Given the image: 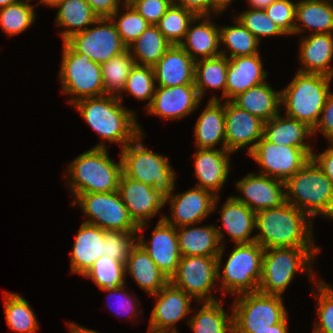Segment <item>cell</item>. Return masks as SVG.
Segmentation results:
<instances>
[{"mask_svg":"<svg viewBox=\"0 0 333 333\" xmlns=\"http://www.w3.org/2000/svg\"><path fill=\"white\" fill-rule=\"evenodd\" d=\"M4 314L9 329L17 333H36L39 322L29 302L15 292L4 294Z\"/></svg>","mask_w":333,"mask_h":333,"instance_id":"40","label":"cell"},{"mask_svg":"<svg viewBox=\"0 0 333 333\" xmlns=\"http://www.w3.org/2000/svg\"><path fill=\"white\" fill-rule=\"evenodd\" d=\"M307 29L312 31L311 34L333 33L332 0L297 1L294 36L297 34L300 35V33L307 31Z\"/></svg>","mask_w":333,"mask_h":333,"instance_id":"32","label":"cell"},{"mask_svg":"<svg viewBox=\"0 0 333 333\" xmlns=\"http://www.w3.org/2000/svg\"><path fill=\"white\" fill-rule=\"evenodd\" d=\"M56 7L58 11L55 22L64 29L60 32L63 42L73 34L84 31L98 19L86 0H65Z\"/></svg>","mask_w":333,"mask_h":333,"instance_id":"35","label":"cell"},{"mask_svg":"<svg viewBox=\"0 0 333 333\" xmlns=\"http://www.w3.org/2000/svg\"><path fill=\"white\" fill-rule=\"evenodd\" d=\"M125 288H126V286L123 285V286H120L117 288H106V289H102V290L104 292H108L110 295L115 296L116 300L118 299L117 301L115 300L116 302L113 300L115 302L114 305L116 304L115 306L108 303L109 304L108 309L113 310L114 312L116 311L117 315L120 313L125 314V312H126L127 314L132 316L135 320L138 317V315H140L142 313L141 309H139L140 311L139 310L137 311L136 305H137V307H139L141 304L140 303L134 304L135 299L132 298V295H130L126 292ZM116 306H118V308ZM114 307H116L117 309L114 310L115 309Z\"/></svg>","mask_w":333,"mask_h":333,"instance_id":"52","label":"cell"},{"mask_svg":"<svg viewBox=\"0 0 333 333\" xmlns=\"http://www.w3.org/2000/svg\"><path fill=\"white\" fill-rule=\"evenodd\" d=\"M143 237L144 235L138 236L137 243L145 249L158 268L170 280L176 273L181 259L177 228L166 223L161 216L154 227L151 241H146Z\"/></svg>","mask_w":333,"mask_h":333,"instance_id":"21","label":"cell"},{"mask_svg":"<svg viewBox=\"0 0 333 333\" xmlns=\"http://www.w3.org/2000/svg\"><path fill=\"white\" fill-rule=\"evenodd\" d=\"M316 293L311 290L316 302V314L319 317L315 322L312 333H333V287L323 280L317 279Z\"/></svg>","mask_w":333,"mask_h":333,"instance_id":"47","label":"cell"},{"mask_svg":"<svg viewBox=\"0 0 333 333\" xmlns=\"http://www.w3.org/2000/svg\"><path fill=\"white\" fill-rule=\"evenodd\" d=\"M228 58L219 55L195 61L194 83L201 99L208 89H221L225 101Z\"/></svg>","mask_w":333,"mask_h":333,"instance_id":"39","label":"cell"},{"mask_svg":"<svg viewBox=\"0 0 333 333\" xmlns=\"http://www.w3.org/2000/svg\"><path fill=\"white\" fill-rule=\"evenodd\" d=\"M138 231H105L104 230V252L103 255L109 256L120 262H126L132 248L137 244Z\"/></svg>","mask_w":333,"mask_h":333,"instance_id":"49","label":"cell"},{"mask_svg":"<svg viewBox=\"0 0 333 333\" xmlns=\"http://www.w3.org/2000/svg\"><path fill=\"white\" fill-rule=\"evenodd\" d=\"M171 47L156 25H149L128 47L137 65L153 67Z\"/></svg>","mask_w":333,"mask_h":333,"instance_id":"38","label":"cell"},{"mask_svg":"<svg viewBox=\"0 0 333 333\" xmlns=\"http://www.w3.org/2000/svg\"><path fill=\"white\" fill-rule=\"evenodd\" d=\"M235 184L243 195L233 197L254 212L276 208L286 202L285 183L279 179L249 172Z\"/></svg>","mask_w":333,"mask_h":333,"instance_id":"18","label":"cell"},{"mask_svg":"<svg viewBox=\"0 0 333 333\" xmlns=\"http://www.w3.org/2000/svg\"><path fill=\"white\" fill-rule=\"evenodd\" d=\"M332 77L323 74L297 72L281 91L284 115L306 123L312 129L319 121L321 111L331 93Z\"/></svg>","mask_w":333,"mask_h":333,"instance_id":"7","label":"cell"},{"mask_svg":"<svg viewBox=\"0 0 333 333\" xmlns=\"http://www.w3.org/2000/svg\"><path fill=\"white\" fill-rule=\"evenodd\" d=\"M236 18L261 42L263 37L285 35L264 9H246Z\"/></svg>","mask_w":333,"mask_h":333,"instance_id":"48","label":"cell"},{"mask_svg":"<svg viewBox=\"0 0 333 333\" xmlns=\"http://www.w3.org/2000/svg\"><path fill=\"white\" fill-rule=\"evenodd\" d=\"M254 333H289L288 315L280 323L272 325L268 329L254 330Z\"/></svg>","mask_w":333,"mask_h":333,"instance_id":"57","label":"cell"},{"mask_svg":"<svg viewBox=\"0 0 333 333\" xmlns=\"http://www.w3.org/2000/svg\"><path fill=\"white\" fill-rule=\"evenodd\" d=\"M321 251L320 247H282L264 250L262 274L258 291L282 296L296 272H303L311 282L314 270L311 264ZM306 272V273H305Z\"/></svg>","mask_w":333,"mask_h":333,"instance_id":"4","label":"cell"},{"mask_svg":"<svg viewBox=\"0 0 333 333\" xmlns=\"http://www.w3.org/2000/svg\"><path fill=\"white\" fill-rule=\"evenodd\" d=\"M198 312L186 321L193 333H234L233 313L227 314L223 301H203Z\"/></svg>","mask_w":333,"mask_h":333,"instance_id":"36","label":"cell"},{"mask_svg":"<svg viewBox=\"0 0 333 333\" xmlns=\"http://www.w3.org/2000/svg\"><path fill=\"white\" fill-rule=\"evenodd\" d=\"M147 333H157L156 331H154L153 329H150V328H148V331H147Z\"/></svg>","mask_w":333,"mask_h":333,"instance_id":"64","label":"cell"},{"mask_svg":"<svg viewBox=\"0 0 333 333\" xmlns=\"http://www.w3.org/2000/svg\"><path fill=\"white\" fill-rule=\"evenodd\" d=\"M118 192L130 218L138 226V233L145 231L149 225L148 220L158 214L166 204V200L152 191L150 185L126 177L123 173L120 176Z\"/></svg>","mask_w":333,"mask_h":333,"instance_id":"17","label":"cell"},{"mask_svg":"<svg viewBox=\"0 0 333 333\" xmlns=\"http://www.w3.org/2000/svg\"><path fill=\"white\" fill-rule=\"evenodd\" d=\"M128 48L121 54L101 64V71L106 95L117 96L121 101L128 75L135 65Z\"/></svg>","mask_w":333,"mask_h":333,"instance_id":"41","label":"cell"},{"mask_svg":"<svg viewBox=\"0 0 333 333\" xmlns=\"http://www.w3.org/2000/svg\"><path fill=\"white\" fill-rule=\"evenodd\" d=\"M20 1L30 3L31 0H20ZM39 4H42V0H39V2H37L36 5H39Z\"/></svg>","mask_w":333,"mask_h":333,"instance_id":"63","label":"cell"},{"mask_svg":"<svg viewBox=\"0 0 333 333\" xmlns=\"http://www.w3.org/2000/svg\"><path fill=\"white\" fill-rule=\"evenodd\" d=\"M220 99L217 95L212 96L198 116L193 129L197 148L215 149L220 144L226 149L225 103Z\"/></svg>","mask_w":333,"mask_h":333,"instance_id":"27","label":"cell"},{"mask_svg":"<svg viewBox=\"0 0 333 333\" xmlns=\"http://www.w3.org/2000/svg\"><path fill=\"white\" fill-rule=\"evenodd\" d=\"M125 263L102 255L85 272L83 277L91 279L102 290L126 284Z\"/></svg>","mask_w":333,"mask_h":333,"instance_id":"42","label":"cell"},{"mask_svg":"<svg viewBox=\"0 0 333 333\" xmlns=\"http://www.w3.org/2000/svg\"><path fill=\"white\" fill-rule=\"evenodd\" d=\"M107 149L93 146L69 163L66 185L73 199L84 193L118 191L122 174L121 157L118 162H114Z\"/></svg>","mask_w":333,"mask_h":333,"instance_id":"3","label":"cell"},{"mask_svg":"<svg viewBox=\"0 0 333 333\" xmlns=\"http://www.w3.org/2000/svg\"><path fill=\"white\" fill-rule=\"evenodd\" d=\"M311 159L319 166V168L327 175L333 183V143L320 154L312 153Z\"/></svg>","mask_w":333,"mask_h":333,"instance_id":"56","label":"cell"},{"mask_svg":"<svg viewBox=\"0 0 333 333\" xmlns=\"http://www.w3.org/2000/svg\"><path fill=\"white\" fill-rule=\"evenodd\" d=\"M153 70L159 87L195 84V61L180 45H171Z\"/></svg>","mask_w":333,"mask_h":333,"instance_id":"25","label":"cell"},{"mask_svg":"<svg viewBox=\"0 0 333 333\" xmlns=\"http://www.w3.org/2000/svg\"><path fill=\"white\" fill-rule=\"evenodd\" d=\"M211 17H195L189 25L184 40L180 43L194 61L221 55L219 26L211 21ZM196 22L199 23L196 25Z\"/></svg>","mask_w":333,"mask_h":333,"instance_id":"28","label":"cell"},{"mask_svg":"<svg viewBox=\"0 0 333 333\" xmlns=\"http://www.w3.org/2000/svg\"><path fill=\"white\" fill-rule=\"evenodd\" d=\"M317 131L328 139L329 143H333V92H331L321 111L318 123L313 129V136L318 135Z\"/></svg>","mask_w":333,"mask_h":333,"instance_id":"53","label":"cell"},{"mask_svg":"<svg viewBox=\"0 0 333 333\" xmlns=\"http://www.w3.org/2000/svg\"><path fill=\"white\" fill-rule=\"evenodd\" d=\"M91 26L73 34L65 43L74 52L85 54L98 64L109 61L127 49L111 18H98Z\"/></svg>","mask_w":333,"mask_h":333,"instance_id":"13","label":"cell"},{"mask_svg":"<svg viewBox=\"0 0 333 333\" xmlns=\"http://www.w3.org/2000/svg\"><path fill=\"white\" fill-rule=\"evenodd\" d=\"M201 98L195 84L173 87L156 86L151 105L146 109L149 114L164 120L181 119L196 111Z\"/></svg>","mask_w":333,"mask_h":333,"instance_id":"20","label":"cell"},{"mask_svg":"<svg viewBox=\"0 0 333 333\" xmlns=\"http://www.w3.org/2000/svg\"><path fill=\"white\" fill-rule=\"evenodd\" d=\"M267 75L259 53L228 58L225 101H231L249 88L265 82Z\"/></svg>","mask_w":333,"mask_h":333,"instance_id":"24","label":"cell"},{"mask_svg":"<svg viewBox=\"0 0 333 333\" xmlns=\"http://www.w3.org/2000/svg\"><path fill=\"white\" fill-rule=\"evenodd\" d=\"M262 121L246 110L238 108L231 101H225V141L226 150L235 153L247 147L249 155L263 137Z\"/></svg>","mask_w":333,"mask_h":333,"instance_id":"19","label":"cell"},{"mask_svg":"<svg viewBox=\"0 0 333 333\" xmlns=\"http://www.w3.org/2000/svg\"><path fill=\"white\" fill-rule=\"evenodd\" d=\"M275 0H247L250 9H265Z\"/></svg>","mask_w":333,"mask_h":333,"instance_id":"59","label":"cell"},{"mask_svg":"<svg viewBox=\"0 0 333 333\" xmlns=\"http://www.w3.org/2000/svg\"><path fill=\"white\" fill-rule=\"evenodd\" d=\"M156 82L153 67L135 64L128 75L124 92L139 101L148 100L146 109L151 105L155 94Z\"/></svg>","mask_w":333,"mask_h":333,"instance_id":"46","label":"cell"},{"mask_svg":"<svg viewBox=\"0 0 333 333\" xmlns=\"http://www.w3.org/2000/svg\"><path fill=\"white\" fill-rule=\"evenodd\" d=\"M231 152L222 148H198L194 153V173L197 187L209 190L216 196L224 187L230 173Z\"/></svg>","mask_w":333,"mask_h":333,"instance_id":"22","label":"cell"},{"mask_svg":"<svg viewBox=\"0 0 333 333\" xmlns=\"http://www.w3.org/2000/svg\"><path fill=\"white\" fill-rule=\"evenodd\" d=\"M117 96L102 95L80 99L71 106L103 140L95 148H107L105 141L121 145V150L143 133L136 111L125 108Z\"/></svg>","mask_w":333,"mask_h":333,"instance_id":"1","label":"cell"},{"mask_svg":"<svg viewBox=\"0 0 333 333\" xmlns=\"http://www.w3.org/2000/svg\"><path fill=\"white\" fill-rule=\"evenodd\" d=\"M125 271L126 276L130 274L149 296L157 293L170 281L138 243L127 257Z\"/></svg>","mask_w":333,"mask_h":333,"instance_id":"30","label":"cell"},{"mask_svg":"<svg viewBox=\"0 0 333 333\" xmlns=\"http://www.w3.org/2000/svg\"><path fill=\"white\" fill-rule=\"evenodd\" d=\"M231 102L265 122L281 112V91H275L265 81L237 95Z\"/></svg>","mask_w":333,"mask_h":333,"instance_id":"34","label":"cell"},{"mask_svg":"<svg viewBox=\"0 0 333 333\" xmlns=\"http://www.w3.org/2000/svg\"><path fill=\"white\" fill-rule=\"evenodd\" d=\"M233 17L234 26L219 27L220 46H225L220 49L221 55L232 58L258 54L261 42L234 15Z\"/></svg>","mask_w":333,"mask_h":333,"instance_id":"37","label":"cell"},{"mask_svg":"<svg viewBox=\"0 0 333 333\" xmlns=\"http://www.w3.org/2000/svg\"><path fill=\"white\" fill-rule=\"evenodd\" d=\"M150 296H156V303L151 311L148 328L157 333H178L175 324L193 311L190 305L194 298L170 281Z\"/></svg>","mask_w":333,"mask_h":333,"instance_id":"16","label":"cell"},{"mask_svg":"<svg viewBox=\"0 0 333 333\" xmlns=\"http://www.w3.org/2000/svg\"><path fill=\"white\" fill-rule=\"evenodd\" d=\"M173 3L193 12L196 16L220 15L210 3V0H173Z\"/></svg>","mask_w":333,"mask_h":333,"instance_id":"54","label":"cell"},{"mask_svg":"<svg viewBox=\"0 0 333 333\" xmlns=\"http://www.w3.org/2000/svg\"><path fill=\"white\" fill-rule=\"evenodd\" d=\"M296 4L291 0H275L264 9L285 35H294Z\"/></svg>","mask_w":333,"mask_h":333,"instance_id":"50","label":"cell"},{"mask_svg":"<svg viewBox=\"0 0 333 333\" xmlns=\"http://www.w3.org/2000/svg\"><path fill=\"white\" fill-rule=\"evenodd\" d=\"M20 0H0V8L18 3Z\"/></svg>","mask_w":333,"mask_h":333,"instance_id":"62","label":"cell"},{"mask_svg":"<svg viewBox=\"0 0 333 333\" xmlns=\"http://www.w3.org/2000/svg\"><path fill=\"white\" fill-rule=\"evenodd\" d=\"M140 133L131 143L120 152L122 173L131 179L150 185L152 191L167 200L173 195L176 173L170 165L168 157L144 146Z\"/></svg>","mask_w":333,"mask_h":333,"instance_id":"6","label":"cell"},{"mask_svg":"<svg viewBox=\"0 0 333 333\" xmlns=\"http://www.w3.org/2000/svg\"><path fill=\"white\" fill-rule=\"evenodd\" d=\"M98 18H110L125 0H86Z\"/></svg>","mask_w":333,"mask_h":333,"instance_id":"55","label":"cell"},{"mask_svg":"<svg viewBox=\"0 0 333 333\" xmlns=\"http://www.w3.org/2000/svg\"><path fill=\"white\" fill-rule=\"evenodd\" d=\"M284 116L279 113L264 122L263 138L276 145L313 148L304 141L307 137L313 136V129L295 118Z\"/></svg>","mask_w":333,"mask_h":333,"instance_id":"31","label":"cell"},{"mask_svg":"<svg viewBox=\"0 0 333 333\" xmlns=\"http://www.w3.org/2000/svg\"><path fill=\"white\" fill-rule=\"evenodd\" d=\"M313 220L304 212L285 202L279 207L256 212L255 242L264 249L282 247H316Z\"/></svg>","mask_w":333,"mask_h":333,"instance_id":"2","label":"cell"},{"mask_svg":"<svg viewBox=\"0 0 333 333\" xmlns=\"http://www.w3.org/2000/svg\"><path fill=\"white\" fill-rule=\"evenodd\" d=\"M218 280L217 256H181L170 282L197 302L217 301L213 297Z\"/></svg>","mask_w":333,"mask_h":333,"instance_id":"12","label":"cell"},{"mask_svg":"<svg viewBox=\"0 0 333 333\" xmlns=\"http://www.w3.org/2000/svg\"><path fill=\"white\" fill-rule=\"evenodd\" d=\"M71 205L80 206L87 217L84 222L96 225L105 231L138 230L118 191L79 194Z\"/></svg>","mask_w":333,"mask_h":333,"instance_id":"11","label":"cell"},{"mask_svg":"<svg viewBox=\"0 0 333 333\" xmlns=\"http://www.w3.org/2000/svg\"><path fill=\"white\" fill-rule=\"evenodd\" d=\"M312 153L313 148L276 145L262 137L249 156L262 169L259 174L285 182L311 159Z\"/></svg>","mask_w":333,"mask_h":333,"instance_id":"14","label":"cell"},{"mask_svg":"<svg viewBox=\"0 0 333 333\" xmlns=\"http://www.w3.org/2000/svg\"><path fill=\"white\" fill-rule=\"evenodd\" d=\"M264 248L257 242L250 244H236L224 265L221 274V263L224 246L217 256L218 281H221V291L224 296L240 295L243 293L258 292L262 274V261Z\"/></svg>","mask_w":333,"mask_h":333,"instance_id":"8","label":"cell"},{"mask_svg":"<svg viewBox=\"0 0 333 333\" xmlns=\"http://www.w3.org/2000/svg\"><path fill=\"white\" fill-rule=\"evenodd\" d=\"M219 210L223 228L216 226V230L222 246H224V231L235 245L255 242V235L251 236V234L255 230L256 212L237 201L232 195L227 198Z\"/></svg>","mask_w":333,"mask_h":333,"instance_id":"23","label":"cell"},{"mask_svg":"<svg viewBox=\"0 0 333 333\" xmlns=\"http://www.w3.org/2000/svg\"><path fill=\"white\" fill-rule=\"evenodd\" d=\"M301 73L323 74L333 78V33L310 34L300 39ZM304 65V66H303Z\"/></svg>","mask_w":333,"mask_h":333,"instance_id":"26","label":"cell"},{"mask_svg":"<svg viewBox=\"0 0 333 333\" xmlns=\"http://www.w3.org/2000/svg\"><path fill=\"white\" fill-rule=\"evenodd\" d=\"M284 183L286 202L312 220L317 215L333 219V183L312 159Z\"/></svg>","mask_w":333,"mask_h":333,"instance_id":"5","label":"cell"},{"mask_svg":"<svg viewBox=\"0 0 333 333\" xmlns=\"http://www.w3.org/2000/svg\"><path fill=\"white\" fill-rule=\"evenodd\" d=\"M110 18L114 22L122 43L128 48L150 25L126 0ZM120 12V14H119Z\"/></svg>","mask_w":333,"mask_h":333,"instance_id":"45","label":"cell"},{"mask_svg":"<svg viewBox=\"0 0 333 333\" xmlns=\"http://www.w3.org/2000/svg\"><path fill=\"white\" fill-rule=\"evenodd\" d=\"M65 0H42V4L48 6V7H54L57 6L59 3L63 2Z\"/></svg>","mask_w":333,"mask_h":333,"instance_id":"61","label":"cell"},{"mask_svg":"<svg viewBox=\"0 0 333 333\" xmlns=\"http://www.w3.org/2000/svg\"><path fill=\"white\" fill-rule=\"evenodd\" d=\"M234 0H210L211 6L221 14Z\"/></svg>","mask_w":333,"mask_h":333,"instance_id":"58","label":"cell"},{"mask_svg":"<svg viewBox=\"0 0 333 333\" xmlns=\"http://www.w3.org/2000/svg\"><path fill=\"white\" fill-rule=\"evenodd\" d=\"M184 225L177 227V237L181 256H218L221 243L216 226Z\"/></svg>","mask_w":333,"mask_h":333,"instance_id":"33","label":"cell"},{"mask_svg":"<svg viewBox=\"0 0 333 333\" xmlns=\"http://www.w3.org/2000/svg\"><path fill=\"white\" fill-rule=\"evenodd\" d=\"M219 196L200 187H192L186 192L170 195L166 203L170 207V216L162 214L163 220L180 227L184 225H198L217 209Z\"/></svg>","mask_w":333,"mask_h":333,"instance_id":"15","label":"cell"},{"mask_svg":"<svg viewBox=\"0 0 333 333\" xmlns=\"http://www.w3.org/2000/svg\"><path fill=\"white\" fill-rule=\"evenodd\" d=\"M37 5L19 1L13 5L0 8V27L9 37L20 34L35 23ZM29 27V28H28Z\"/></svg>","mask_w":333,"mask_h":333,"instance_id":"44","label":"cell"},{"mask_svg":"<svg viewBox=\"0 0 333 333\" xmlns=\"http://www.w3.org/2000/svg\"><path fill=\"white\" fill-rule=\"evenodd\" d=\"M68 328H69V333H100L97 332L96 330H91L84 326H80L79 324H76L74 322L72 323L69 322Z\"/></svg>","mask_w":333,"mask_h":333,"instance_id":"60","label":"cell"},{"mask_svg":"<svg viewBox=\"0 0 333 333\" xmlns=\"http://www.w3.org/2000/svg\"><path fill=\"white\" fill-rule=\"evenodd\" d=\"M150 25H156L173 0H126Z\"/></svg>","mask_w":333,"mask_h":333,"instance_id":"51","label":"cell"},{"mask_svg":"<svg viewBox=\"0 0 333 333\" xmlns=\"http://www.w3.org/2000/svg\"><path fill=\"white\" fill-rule=\"evenodd\" d=\"M59 79L63 94H70L71 105L87 97L105 95L101 64L82 53L74 52L63 42Z\"/></svg>","mask_w":333,"mask_h":333,"instance_id":"9","label":"cell"},{"mask_svg":"<svg viewBox=\"0 0 333 333\" xmlns=\"http://www.w3.org/2000/svg\"><path fill=\"white\" fill-rule=\"evenodd\" d=\"M195 17L193 12L172 3L156 26L171 45H180Z\"/></svg>","mask_w":333,"mask_h":333,"instance_id":"43","label":"cell"},{"mask_svg":"<svg viewBox=\"0 0 333 333\" xmlns=\"http://www.w3.org/2000/svg\"><path fill=\"white\" fill-rule=\"evenodd\" d=\"M103 252L104 230L96 225L83 222L73 243L70 259L71 273L83 276L93 263L103 255Z\"/></svg>","mask_w":333,"mask_h":333,"instance_id":"29","label":"cell"},{"mask_svg":"<svg viewBox=\"0 0 333 333\" xmlns=\"http://www.w3.org/2000/svg\"><path fill=\"white\" fill-rule=\"evenodd\" d=\"M232 305L234 333H254L280 323L288 312L282 296L258 292L235 296Z\"/></svg>","mask_w":333,"mask_h":333,"instance_id":"10","label":"cell"}]
</instances>
